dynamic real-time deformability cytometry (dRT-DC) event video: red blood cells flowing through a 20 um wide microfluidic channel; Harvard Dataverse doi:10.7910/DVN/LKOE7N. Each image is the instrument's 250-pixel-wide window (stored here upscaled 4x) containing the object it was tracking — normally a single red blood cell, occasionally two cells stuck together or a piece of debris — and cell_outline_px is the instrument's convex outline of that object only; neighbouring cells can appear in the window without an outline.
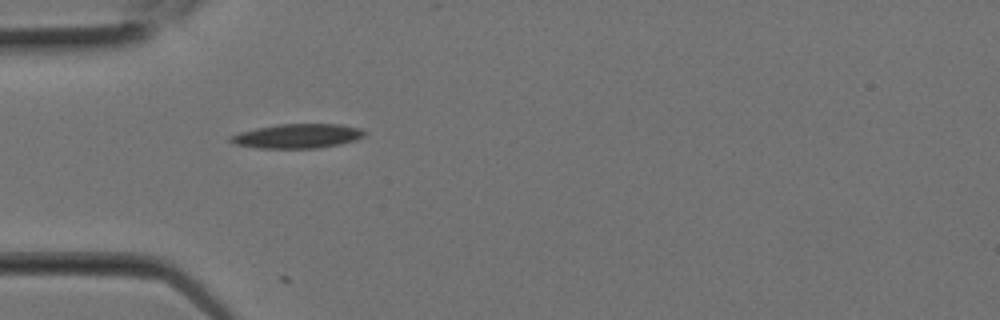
{"species": "Egyptian fruit bat (a non-hibernating species)", "species_latin": "Rousettus aegyptiacus", "temperature_condition": "room temperature", "stored_images_in_passage": 1, "camera_frame_rate_fps": 3000, "um_per_image_px": 0.085, "animal": {"sex": "female"}, "frame": {"image": 1, "passage_image": 1, "time_ms": 0.0, "image_size_px": [1000, 320], "cell_outline_px": [[368, 132], [364, 136], [356, 140], [340, 144], [316, 148], [256, 148], [236, 144], [228, 140], [228, 136], [240, 132], [256, 128], [276, 124], [340, 124], [360, 128]], "centroid_in_image_um": [25.29, 11.56], "position_along_channel_um": 59.7, "area_um2": 19.13}}